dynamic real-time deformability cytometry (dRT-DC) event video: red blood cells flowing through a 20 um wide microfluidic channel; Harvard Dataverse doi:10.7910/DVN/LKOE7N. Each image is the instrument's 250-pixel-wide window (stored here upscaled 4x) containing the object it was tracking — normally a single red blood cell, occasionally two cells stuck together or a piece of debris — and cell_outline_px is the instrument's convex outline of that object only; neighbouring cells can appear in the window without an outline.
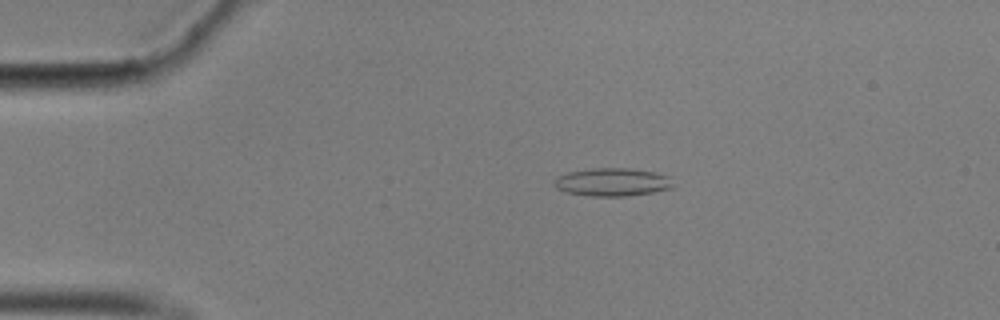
{"species": "common noctule bat (a hibernating species)", "species_latin": "Nyctalus noctula", "temperature_condition": "cold", "stored_images_in_passage": 58, "camera_frame_rate_fps": 3000, "um_per_image_px": 0.085, "animal": {"sex": "male", "body_mass_g": 17.9}, "frame": {"image": 1, "passage_image": 12, "time_ms": 3.667, "image_size_px": [1000, 320], "cell_outline_px": [[672, 188], [652, 192], [628, 196], [592, 196], [564, 192], [556, 188], [556, 180], [560, 176], [568, 172], [592, 168], [628, 168], [656, 172], [668, 176], [672, 184]], "centroid_in_image_um": [52.06, 15.48], "position_along_channel_um": 32.9, "area_um2": 19.25}}
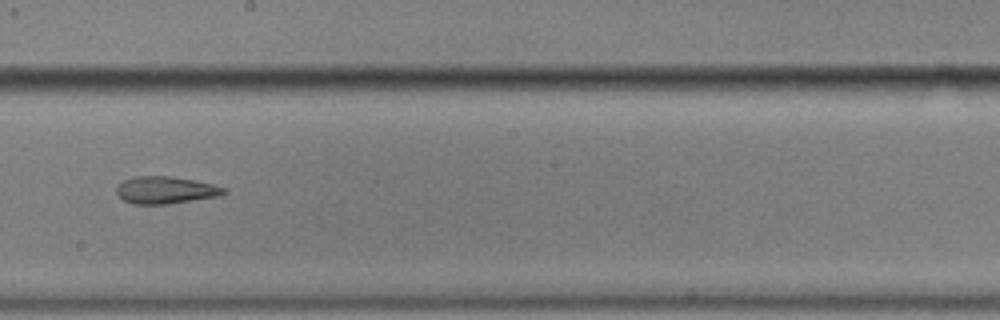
{"frame": {"image": 2, "passage_image": 33, "time_ms": 10.667, "image_size_px": [1000, 320], "cell_outline_px": [[228, 192], [220, 196], [168, 204], [132, 204], [124, 200], [116, 192], [116, 188], [124, 180], [136, 176], [168, 176], [192, 180], [212, 184], [228, 188]], "centroid_in_image_um": [14.11, 16.16], "position_along_channel_um": 234.1, "area_um2": 16.99}}
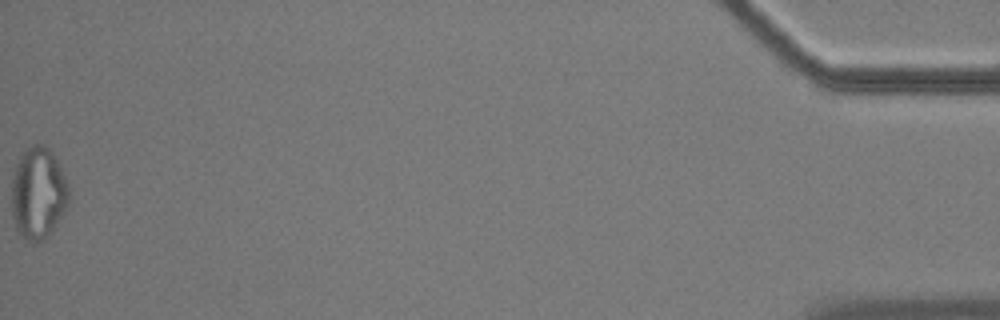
{"frame": {"image": 3, "passage_image": 58, "time_ms": 19.0, "image_size_px": [1000, 320], "cell_outline_px": [[68, 204], [52, 232], [48, 236], [32, 244], [16, 228], [12, 216], [12, 176], [20, 152], [32, 144], [44, 144], [48, 148], [56, 160], [68, 184]], "centroid_in_image_um": [3.22, 16.4], "position_along_channel_um": 432.0, "area_um2": 30.58}, "authors_computed_cell_mechanics": {"area_um2": 19.074, "velocity_mm_per_s": 3.5261, "shape_relaxation_time_tau1_ms": null, "shape_relaxation_time_tau2_ms": 2.8683, "deformation_change_tau1": null, "deformation_change_tau2": 0.0968}}